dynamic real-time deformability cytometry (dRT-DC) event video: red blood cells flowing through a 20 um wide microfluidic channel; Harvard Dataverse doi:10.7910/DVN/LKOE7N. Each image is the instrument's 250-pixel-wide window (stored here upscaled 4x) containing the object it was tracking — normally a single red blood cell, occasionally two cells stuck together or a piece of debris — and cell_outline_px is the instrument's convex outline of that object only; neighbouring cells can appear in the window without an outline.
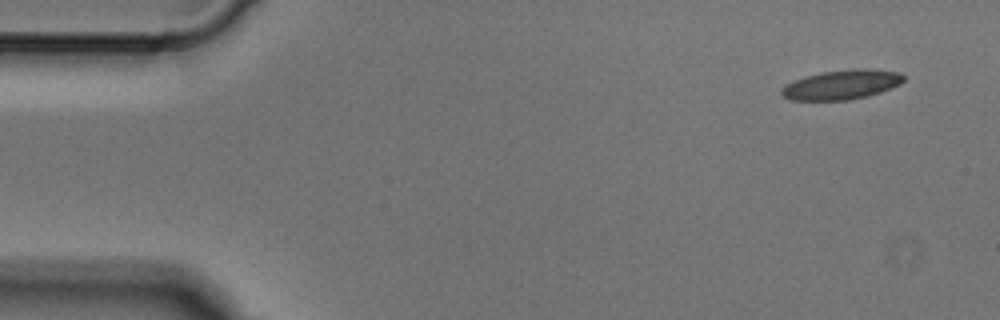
{"species": "Egyptian fruit bat (a non-hibernating species)", "species_latin": "Rousettus aegyptiacus", "temperature_condition": "cold", "stored_images_in_passage": 4, "camera_frame_rate_fps": 3000, "um_per_image_px": 0.085, "animal": {"sex": "male"}, "frame": {"image": 1, "passage_image": 1, "time_ms": 0.0, "image_size_px": [1000, 320], "cell_outline_px": [[904, 80], [900, 84], [892, 88], [868, 96], [848, 100], [788, 100], [780, 92], [788, 84], [804, 76], [820, 72], [852, 68], [868, 68], [900, 72], [904, 76]], "centroid_in_image_um": [71.59, 7.18], "position_along_channel_um": 13.4, "area_um2": 21.1}}